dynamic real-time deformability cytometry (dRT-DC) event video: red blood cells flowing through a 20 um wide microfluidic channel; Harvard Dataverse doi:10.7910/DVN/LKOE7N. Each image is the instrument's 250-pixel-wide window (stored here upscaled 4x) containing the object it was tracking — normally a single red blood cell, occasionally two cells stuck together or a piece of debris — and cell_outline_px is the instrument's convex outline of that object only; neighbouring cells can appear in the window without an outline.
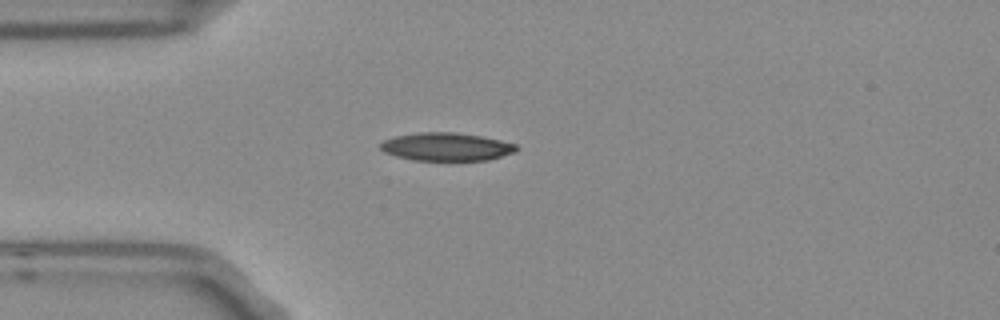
{"species": "Egyptian fruit bat (a non-hibernating species)", "species_latin": "Rousettus aegyptiacus", "temperature_condition": "room temperature", "stored_images_in_passage": 4, "camera_frame_rate_fps": 3000, "um_per_image_px": 0.085, "frame": {"image": 1, "passage_image": 3, "time_ms": 0.667, "image_size_px": [1000, 320], "cell_outline_px": [[520, 148], [516, 152], [488, 160], [412, 160], [396, 156], [384, 152], [380, 148], [380, 140], [396, 136], [420, 132], [452, 132], [480, 136], [500, 140], [516, 144]], "centroid_in_image_um": [37.93, 12.47], "position_along_channel_um": 47.1, "area_um2": 22.31}}